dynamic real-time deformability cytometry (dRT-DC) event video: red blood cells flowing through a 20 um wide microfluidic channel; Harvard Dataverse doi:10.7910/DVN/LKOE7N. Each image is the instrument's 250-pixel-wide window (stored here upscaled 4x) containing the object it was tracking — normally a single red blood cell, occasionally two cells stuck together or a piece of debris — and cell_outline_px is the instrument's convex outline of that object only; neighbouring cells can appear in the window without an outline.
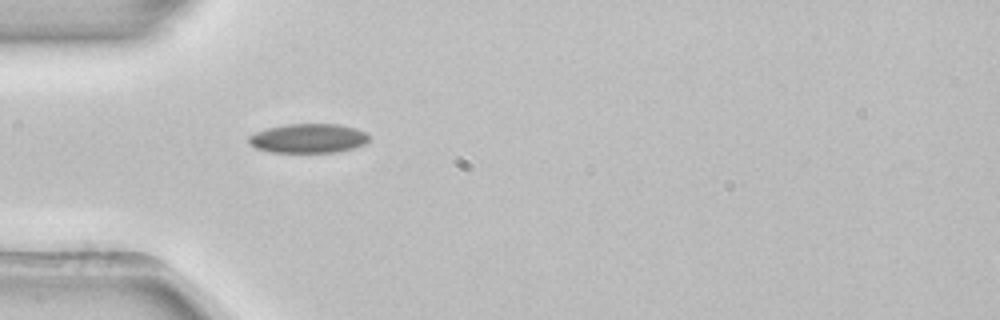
{"species": "common noctule bat (a hibernating species)", "species_latin": "Nyctalus noctula", "temperature_condition": "room temperature", "stored_images_in_passage": 38, "camera_frame_rate_fps": 3000, "um_per_image_px": 0.085, "animal": {"sex": "female", "body_mass_g": 22.7, "forearm_length_mm": 54.2}, "frame": {"image": 1, "passage_image": 1, "time_ms": 0.0, "image_size_px": [1000, 320], "cell_outline_px": [[368, 144], [336, 152], [272, 152], [256, 148], [248, 144], [248, 136], [256, 132], [268, 128], [284, 124], [340, 124], [356, 128], [364, 132], [368, 136]], "centroid_in_image_um": [26.2, 11.75], "position_along_channel_um": 58.8, "area_um2": 20.58}}
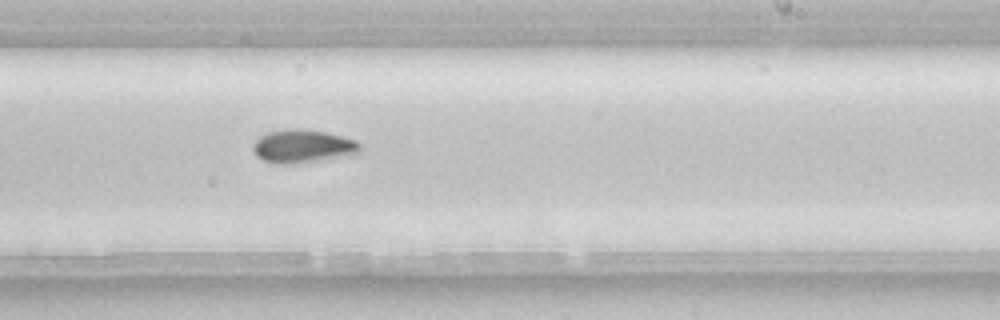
{"frame": {"image": 2, "passage_image": 17, "time_ms": 5.333, "image_size_px": [1000, 320], "cell_outline_px": [[360, 152], [316, 160], [288, 164], [276, 164], [264, 160], [256, 156], [252, 148], [252, 144], [260, 136], [268, 132], [284, 128], [300, 128], [324, 132], [356, 140], [360, 144]], "centroid_in_image_um": [25.65, 12.41], "position_along_channel_um": 263.3, "area_um2": 20.4}, "authors_computed_cell_mechanics": {"area_um2": 19.1896, "velocity_mm_per_s": 3.9224, "shape_relaxation_time_tau1_ms": 4.9966, "shape_relaxation_time_tau2_ms": null, "deformation_change_tau1": 0.1038, "deformation_change_tau2": null}}